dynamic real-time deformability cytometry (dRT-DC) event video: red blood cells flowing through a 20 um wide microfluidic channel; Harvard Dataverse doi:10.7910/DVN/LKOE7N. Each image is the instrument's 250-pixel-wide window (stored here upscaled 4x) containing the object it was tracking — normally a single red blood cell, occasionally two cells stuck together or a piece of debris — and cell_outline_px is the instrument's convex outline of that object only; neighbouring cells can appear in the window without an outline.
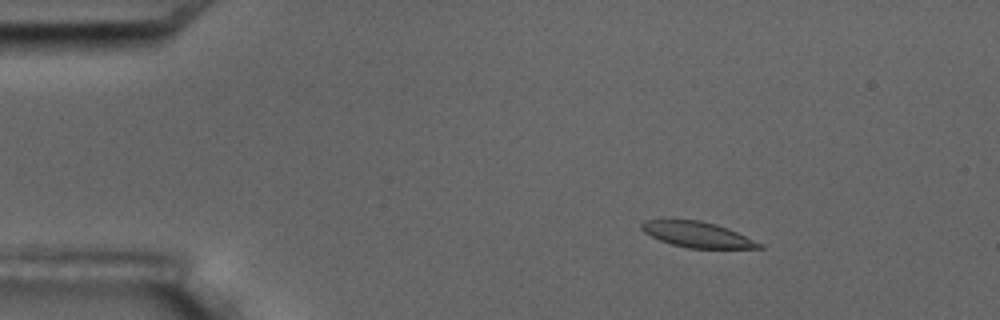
{"species": "common noctule bat (a hibernating species)", "species_latin": "Nyctalus noctula", "temperature_condition": "room temperature", "stored_images_in_passage": 6, "camera_frame_rate_fps": 3000, "um_per_image_px": 0.085, "animal": {"sex": "male", "body_mass_g": 17.5, "forearm_length_mm": 52.3}, "frame": {"image": 1, "passage_image": 3, "time_ms": 2.333, "image_size_px": [1000, 320], "cell_outline_px": [[764, 248], [688, 248], [672, 244], [660, 240], [644, 232], [640, 228], [640, 224], [644, 220], [660, 216], [672, 216], [700, 220], [716, 224], [728, 228], [764, 244]], "centroid_in_image_um": [59.16, 19.86], "position_along_channel_um": 25.8, "area_um2": 18.44}}
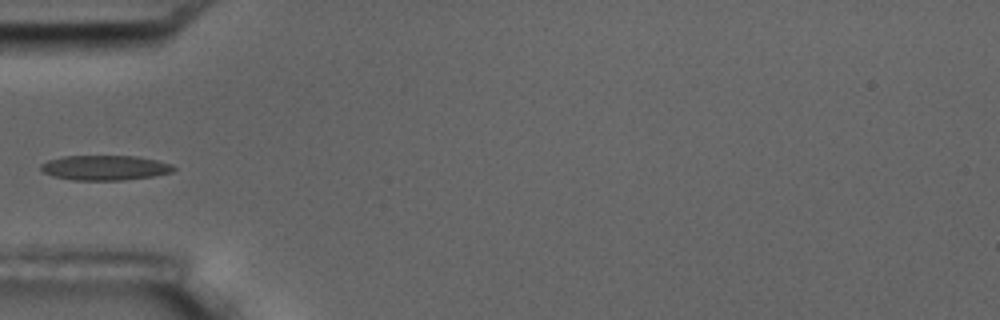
{"frame": {"image": 2, "passage_image": 6, "time_ms": 5.667, "image_size_px": [1000, 320], "cell_outline_px": [[176, 168], [172, 172], [152, 176], [124, 180], [72, 180], [52, 176], [44, 172], [40, 168], [40, 164], [48, 160], [64, 156], [136, 156], [156, 160], [172, 164]], "centroid_in_image_um": [8.91, 14.26], "position_along_channel_um": 76.1, "area_um2": 19.25}}